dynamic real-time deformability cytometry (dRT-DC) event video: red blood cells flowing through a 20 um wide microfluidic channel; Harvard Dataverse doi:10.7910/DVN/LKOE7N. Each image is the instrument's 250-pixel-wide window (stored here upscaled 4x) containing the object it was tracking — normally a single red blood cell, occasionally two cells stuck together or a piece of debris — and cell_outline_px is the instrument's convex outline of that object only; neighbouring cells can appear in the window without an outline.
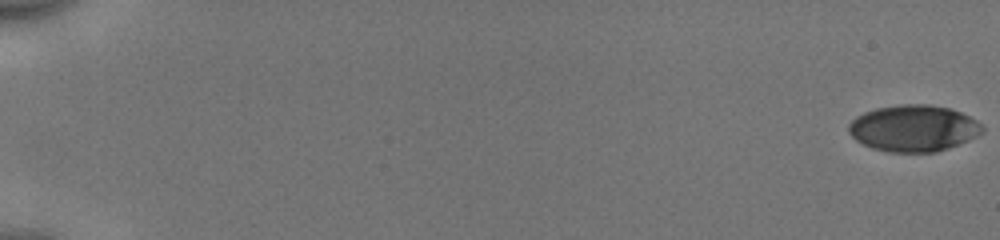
{"species": "human", "species_latin": "Homo sapiens", "temperature_condition": "cold", "stored_images_in_passage": 54, "camera_frame_rate_fps": 3000, "um_per_image_px": 0.085, "donor": {"sex": "male"}, "frame": {"image": 1, "passage_image": 1, "time_ms": 0.0, "image_size_px": [1000, 240], "cell_outline_px": [[984, 132], [968, 140], [948, 148], [936, 152], [888, 152], [872, 148], [856, 140], [848, 132], [848, 124], [856, 116], [864, 112], [876, 108], [900, 104], [928, 104], [952, 108], [976, 120], [984, 128]], "centroid_in_image_um": [77.64, 10.89], "position_along_channel_um": 7.4, "area_um2": 36.3}}
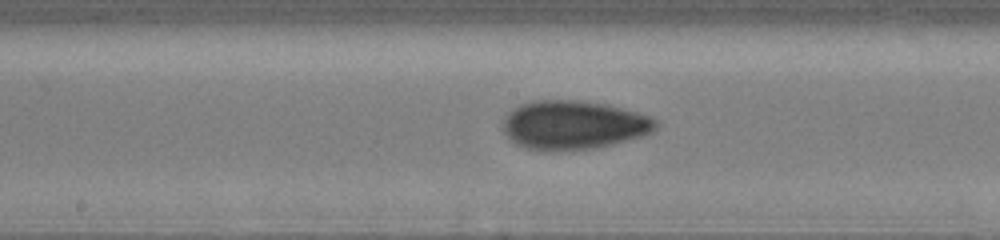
{"frame": {"image": 2, "passage_image": 31, "time_ms": 10.0, "image_size_px": [1000, 240], "cell_outline_px": [[660, 124], [652, 132], [628, 140], [612, 144], [592, 148], [548, 152], [524, 148], [516, 144], [504, 132], [504, 116], [512, 108], [520, 104], [532, 100], [576, 100], [608, 104], [652, 116], [660, 120]], "centroid_in_image_um": [48.76, 10.62], "position_along_channel_um": 199.4, "area_um2": 43.99}}
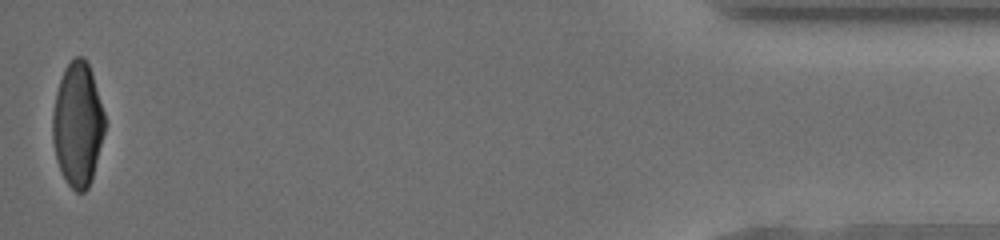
{"frame": {"image": 3, "passage_image": 54, "time_ms": 17.667, "image_size_px": [1000, 240], "cell_outline_px": [[104, 132], [92, 176], [88, 188], [84, 192], [76, 192], [68, 184], [56, 160], [52, 140], [52, 112], [56, 92], [64, 68], [76, 56], [84, 56], [92, 72], [104, 112]], "centroid_in_image_um": [6.58, 10.54], "position_along_channel_um": 428.6, "area_um2": 37.45}, "authors_computed_cell_mechanics": {"area_um2": 39.4485, "velocity_mm_per_s": 3.9733, "shape_relaxation_time_tau1_ms": 5.8012, "shape_relaxation_time_tau2_ms": 1.1681, "deformation_change_tau1": 0.196, "deformation_change_tau2": 0.0582}}